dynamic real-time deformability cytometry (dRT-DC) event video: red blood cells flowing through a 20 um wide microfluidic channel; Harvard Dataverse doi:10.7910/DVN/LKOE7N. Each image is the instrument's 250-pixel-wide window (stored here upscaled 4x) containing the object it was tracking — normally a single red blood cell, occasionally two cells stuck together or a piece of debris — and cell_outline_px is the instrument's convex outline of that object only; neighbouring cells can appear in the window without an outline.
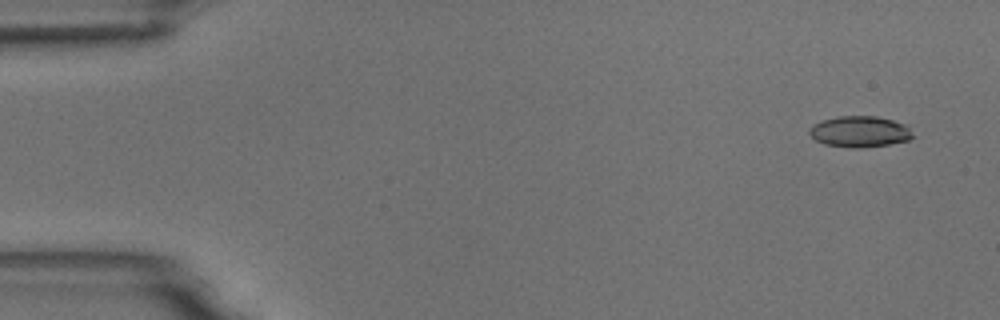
{"species": "common noctule bat (a hibernating species)", "species_latin": "Nyctalus noctula", "temperature_condition": "room temperature", "stored_images_in_passage": 5, "camera_frame_rate_fps": 3000, "um_per_image_px": 0.085, "animal": {"sex": "male", "body_mass_g": 18.8}, "frame": {"image": 1, "passage_image": 2, "time_ms": 1.0, "image_size_px": [1000, 320], "cell_outline_px": [[912, 136], [908, 140], [888, 144], [860, 148], [852, 148], [824, 144], [816, 140], [808, 132], [808, 128], [820, 120], [840, 116], [876, 116], [908, 124]], "centroid_in_image_um": [73.05, 11.18], "position_along_channel_um": 11.9, "area_um2": 18.73}}
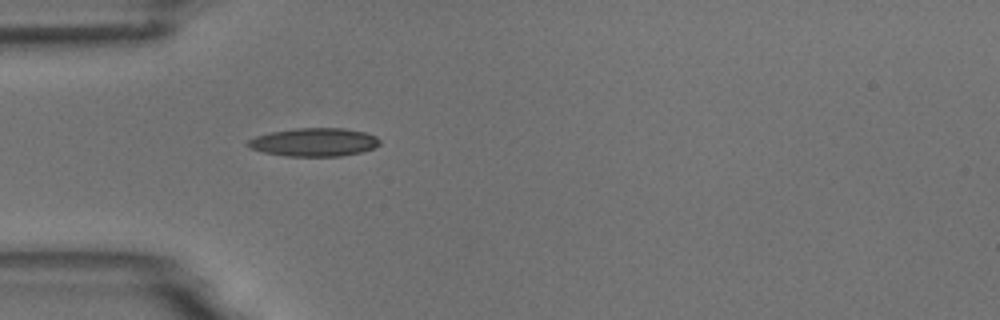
{"frame": {"image": 2, "passage_image": 5, "time_ms": 5.333, "image_size_px": [1000, 320], "cell_outline_px": [[380, 144], [376, 148], [360, 152], [340, 156], [284, 156], [264, 152], [248, 148], [244, 144], [248, 140], [256, 136], [272, 132], [296, 128], [344, 128], [364, 132], [376, 136], [380, 140]], "centroid_in_image_um": [26.69, 12.09], "position_along_channel_um": 58.3, "area_um2": 21.85}}